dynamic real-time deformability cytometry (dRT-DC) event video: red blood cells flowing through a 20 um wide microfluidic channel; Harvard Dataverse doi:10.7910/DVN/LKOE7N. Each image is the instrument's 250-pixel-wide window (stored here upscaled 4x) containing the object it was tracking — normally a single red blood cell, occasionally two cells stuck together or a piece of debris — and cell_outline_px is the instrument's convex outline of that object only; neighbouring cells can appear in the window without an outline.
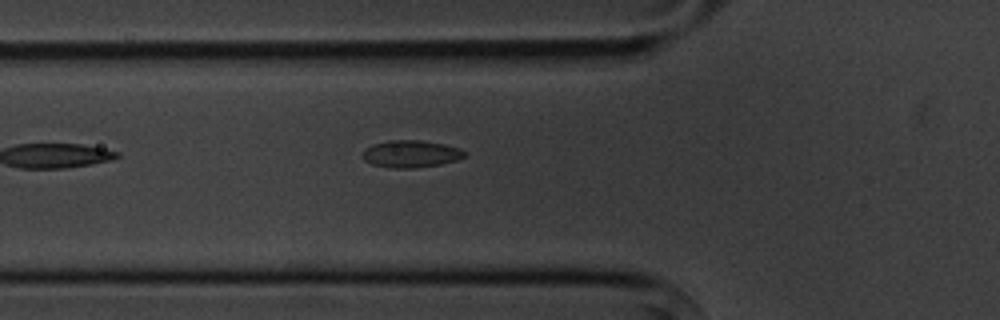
{"species": "common noctule bat (a hibernating species)", "species_latin": "Nyctalus noctula", "temperature_condition": "cold", "stored_images_in_passage": 5, "camera_frame_rate_fps": 3000, "um_per_image_px": 0.085, "animal": {"sex": "male", "body_mass_g": 20.1, "forearm_length_mm": 53.5}, "frame": {"image": 1, "passage_image": 5, "time_ms": 5.667, "image_size_px": [1000, 320], "cell_outline_px": [[464, 156], [456, 160], [440, 164], [416, 168], [392, 168], [372, 164], [364, 160], [360, 156], [360, 152], [372, 144], [388, 140], [420, 140], [444, 144], [460, 148], [464, 152]], "centroid_in_image_um": [34.86, 13.07], "position_along_channel_um": 90.9, "area_um2": 16.24}}